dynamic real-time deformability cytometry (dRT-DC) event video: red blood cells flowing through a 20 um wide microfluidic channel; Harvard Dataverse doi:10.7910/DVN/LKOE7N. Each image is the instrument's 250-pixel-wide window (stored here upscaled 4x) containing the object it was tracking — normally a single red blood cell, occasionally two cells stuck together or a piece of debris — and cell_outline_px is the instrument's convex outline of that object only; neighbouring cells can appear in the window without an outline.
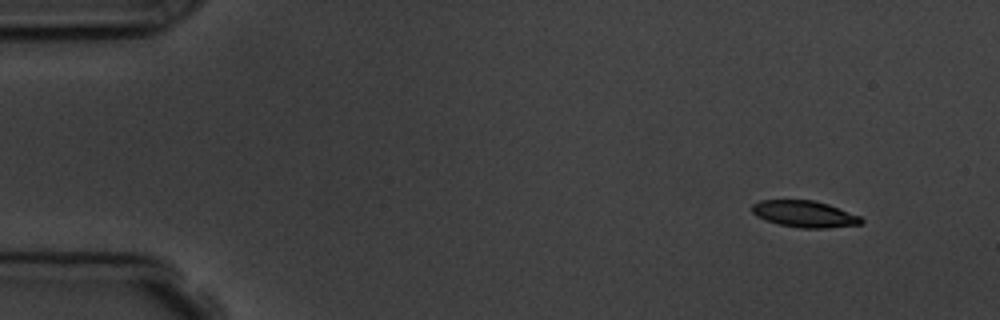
{"species": "common noctule bat (a hibernating species)", "species_latin": "Nyctalus noctula", "temperature_condition": "room temperature", "stored_images_in_passage": 7, "camera_frame_rate_fps": 3000, "um_per_image_px": 0.085, "animal": {"sex": "male", "body_mass_g": 19.5, "forearm_length_mm": 54.6}, "frame": {"image": 1, "passage_image": 1, "time_ms": 0.0, "image_size_px": [1000, 320], "cell_outline_px": [[864, 220], [860, 224], [828, 228], [800, 228], [780, 224], [764, 220], [756, 216], [752, 212], [752, 204], [760, 200], [816, 200], [828, 204], [860, 216]], "centroid_in_image_um": [68.37, 18.18], "position_along_channel_um": 16.6, "area_um2": 16.94}}
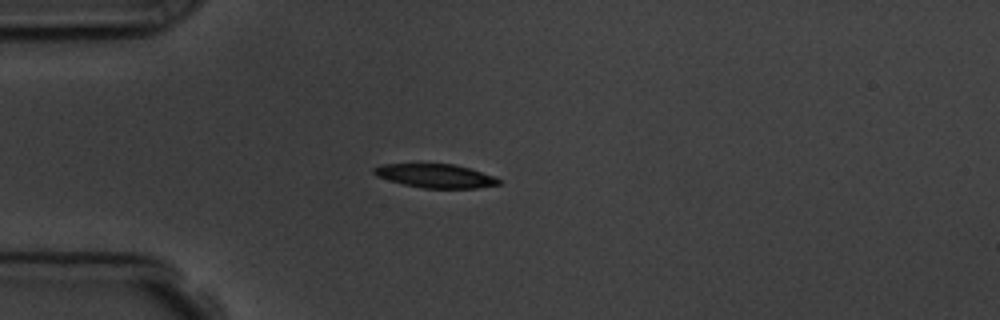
{"frame": {"image": 2, "passage_image": 4, "time_ms": 3.333, "image_size_px": [1000, 320], "cell_outline_px": [[500, 184], [476, 188], [424, 188], [404, 184], [388, 180], [376, 176], [372, 172], [372, 168], [384, 164], [456, 164], [492, 176], [500, 180]], "centroid_in_image_um": [36.97, 14.95], "position_along_channel_um": 48.0, "area_um2": 17.05}}